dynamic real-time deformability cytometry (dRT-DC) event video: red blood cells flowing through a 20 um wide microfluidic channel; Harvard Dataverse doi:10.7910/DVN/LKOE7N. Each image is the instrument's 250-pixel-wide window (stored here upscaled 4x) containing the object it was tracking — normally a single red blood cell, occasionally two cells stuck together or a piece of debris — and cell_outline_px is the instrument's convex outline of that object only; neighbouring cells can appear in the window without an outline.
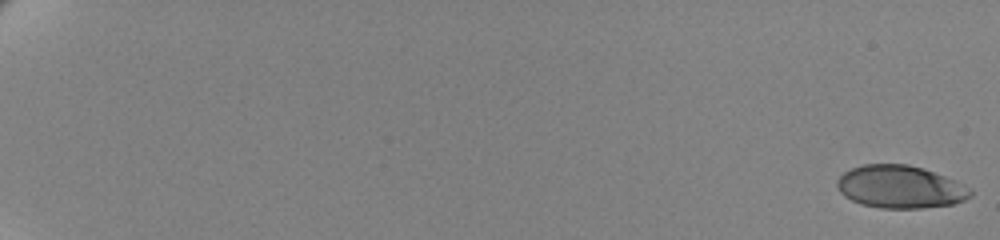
{"species": "human", "species_latin": "Homo sapiens", "temperature_condition": "cold", "stored_images_in_passage": 62, "camera_frame_rate_fps": 3000, "um_per_image_px": 0.085, "donor": {"sex": "female"}, "frame": {"image": 1, "passage_image": 1, "time_ms": 0.0, "image_size_px": [1000, 240], "cell_outline_px": [[972, 196], [964, 200], [952, 204], [920, 208], [880, 208], [860, 204], [844, 196], [840, 192], [836, 184], [836, 180], [844, 172], [852, 168], [864, 164], [908, 164], [924, 168], [956, 180], [972, 188]], "centroid_in_image_um": [76.53, 15.88], "position_along_channel_um": 8.5, "area_um2": 33.41}}
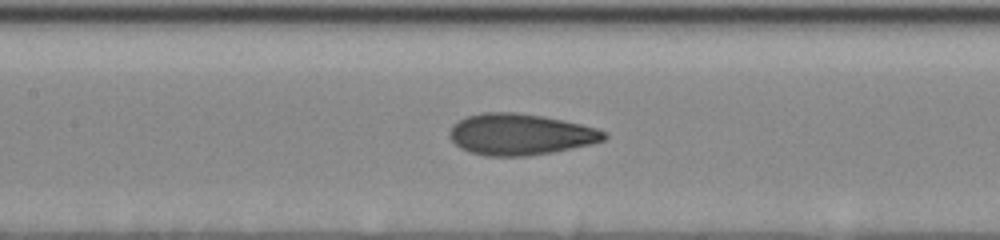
{"frame": {"image": 2, "passage_image": 34, "time_ms": 11.0, "image_size_px": [1000, 240], "cell_outline_px": [[608, 136], [604, 140], [592, 144], [552, 152], [528, 156], [488, 156], [468, 152], [460, 148], [448, 136], [448, 132], [452, 124], [468, 116], [484, 112], [516, 112], [540, 116], [580, 124], [596, 128], [608, 132]], "centroid_in_image_um": [44.2, 11.43], "position_along_channel_um": 163.2, "area_um2": 37.17}}
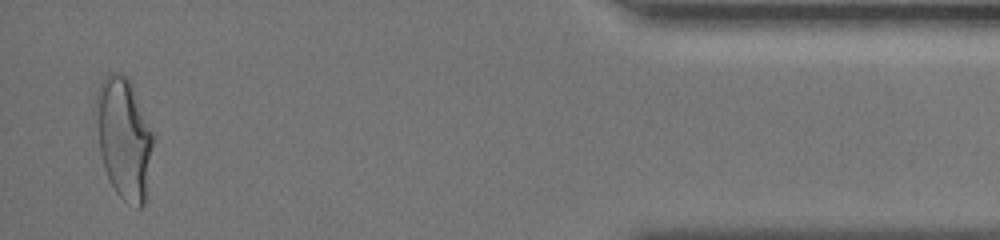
{"frame": {"image": 3, "passage_image": 61, "time_ms": 20.0, "image_size_px": [1000, 240], "cell_outline_px": [[156, 136], [144, 204], [140, 208], [136, 208], [124, 200], [116, 192], [104, 168], [100, 152], [96, 104], [96, 92], [104, 76], [108, 72], [112, 72], [128, 76], [132, 84]], "centroid_in_image_um": [10.59, 11.72], "position_along_channel_um": 424.6, "area_um2": 40.63}, "authors_computed_cell_mechanics": {"area_um2": 35.7493, "velocity_mm_per_s": 3.4644, "shape_relaxation_time_tau1_ms": 5.0768, "shape_relaxation_time_tau2_ms": 1.0366, "deformation_change_tau1": 0.1713, "deformation_change_tau2": 0.0674}}